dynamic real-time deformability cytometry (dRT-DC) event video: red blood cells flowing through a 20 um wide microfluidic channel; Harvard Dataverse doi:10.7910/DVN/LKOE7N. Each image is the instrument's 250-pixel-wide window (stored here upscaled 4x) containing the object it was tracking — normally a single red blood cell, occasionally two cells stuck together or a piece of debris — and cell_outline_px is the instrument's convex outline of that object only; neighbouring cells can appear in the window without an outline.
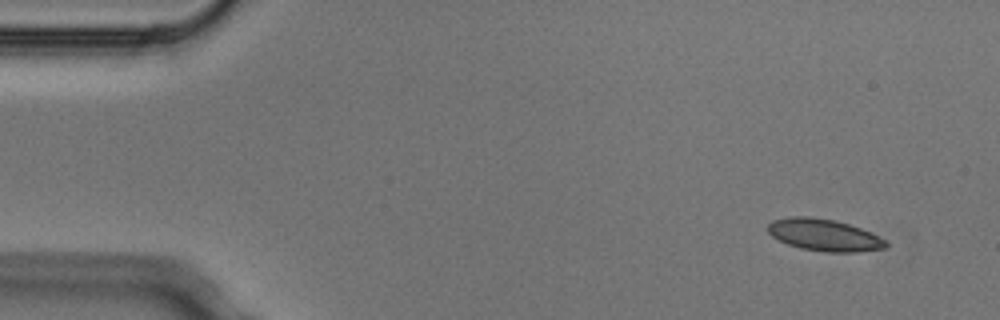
{"species": "Egyptian fruit bat (a non-hibernating species)", "species_latin": "Rousettus aegyptiacus", "temperature_condition": "cold", "stored_images_in_passage": 5, "segment_of_instrument_passage": [2, 2], "camera_frame_rate_fps": 3000, "um_per_image_px": 0.085, "animal": {"sex": "male"}, "frame": {"image": 1, "passage_image": 5, "time_ms": 1.333, "image_size_px": [1000, 320], "cell_outline_px": [[888, 244], [884, 248], [856, 252], [828, 252], [800, 248], [788, 244], [772, 236], [768, 232], [768, 224], [772, 220], [788, 216], [808, 216], [836, 220], [860, 228], [888, 240]], "centroid_in_image_um": [70.04, 19.96], "position_along_channel_um": 15.0, "area_um2": 21.96}}